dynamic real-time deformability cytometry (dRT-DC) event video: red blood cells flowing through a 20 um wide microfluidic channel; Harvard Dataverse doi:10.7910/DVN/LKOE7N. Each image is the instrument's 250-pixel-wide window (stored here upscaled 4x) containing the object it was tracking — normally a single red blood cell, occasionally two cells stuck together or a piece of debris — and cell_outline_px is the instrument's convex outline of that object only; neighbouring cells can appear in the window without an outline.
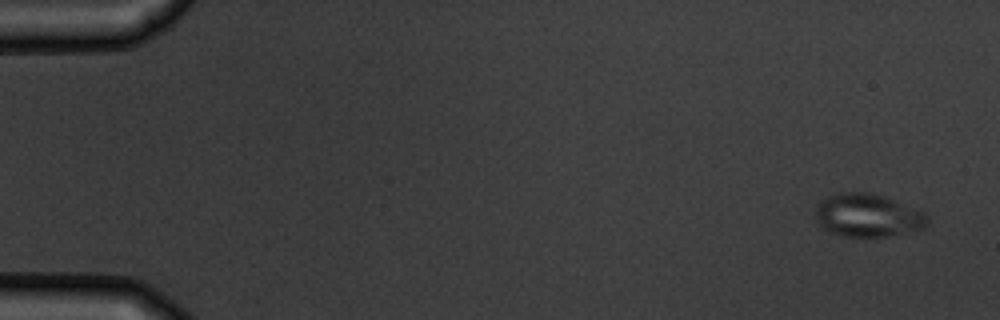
{"species": "common noctule bat (a hibernating species)", "species_latin": "Nyctalus noctula", "temperature_condition": "warm", "stored_images_in_passage": 6, "camera_frame_rate_fps": 3000, "um_per_image_px": 0.085, "animal": {"sex": "male", "body_mass_g": 19.5, "forearm_length_mm": 54.6}, "frame": {"image": 1, "passage_image": 1, "time_ms": 0.0, "image_size_px": [1000, 320], "cell_outline_px": [[928, 224], [924, 228], [888, 236], [840, 236], [824, 228], [820, 224], [816, 216], [816, 204], [820, 200], [828, 196], [840, 192], [868, 192], [884, 196], [924, 212], [928, 216]], "centroid_in_image_um": [73.75, 18.29], "position_along_channel_um": 11.2, "area_um2": 27.92}}